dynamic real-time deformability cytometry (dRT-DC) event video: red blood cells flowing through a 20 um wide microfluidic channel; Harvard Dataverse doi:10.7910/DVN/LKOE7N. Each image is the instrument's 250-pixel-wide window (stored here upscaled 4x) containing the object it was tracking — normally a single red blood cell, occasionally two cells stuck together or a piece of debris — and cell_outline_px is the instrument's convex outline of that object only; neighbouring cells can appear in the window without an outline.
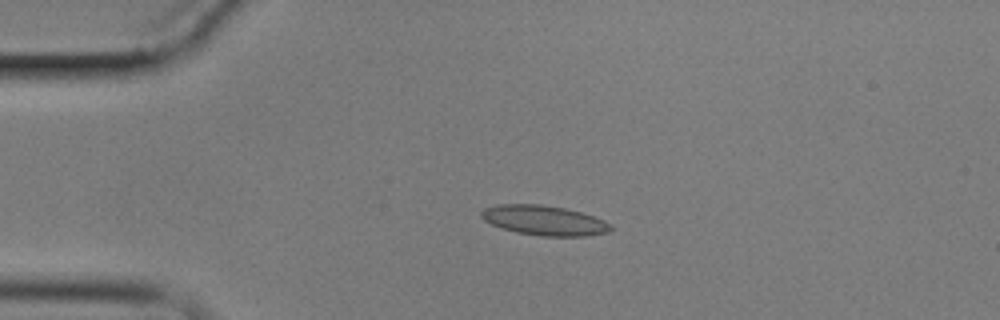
{"species": "common noctule bat (a hibernating species)", "species_latin": "Nyctalus noctula", "temperature_condition": "cold", "stored_images_in_passage": 6, "camera_frame_rate_fps": 3000, "um_per_image_px": 0.085, "animal": {"sex": "male", "body_mass_g": 17.9}, "frame": {"image": 1, "passage_image": 4, "time_ms": 3.667, "image_size_px": [1000, 320], "cell_outline_px": [[612, 228], [608, 232], [588, 236], [540, 236], [516, 232], [492, 224], [484, 220], [480, 216], [480, 212], [484, 208], [496, 204], [540, 204], [564, 208], [580, 212], [604, 220], [612, 224]], "centroid_in_image_um": [46.25, 18.73], "position_along_channel_um": 38.7, "area_um2": 22.48}}